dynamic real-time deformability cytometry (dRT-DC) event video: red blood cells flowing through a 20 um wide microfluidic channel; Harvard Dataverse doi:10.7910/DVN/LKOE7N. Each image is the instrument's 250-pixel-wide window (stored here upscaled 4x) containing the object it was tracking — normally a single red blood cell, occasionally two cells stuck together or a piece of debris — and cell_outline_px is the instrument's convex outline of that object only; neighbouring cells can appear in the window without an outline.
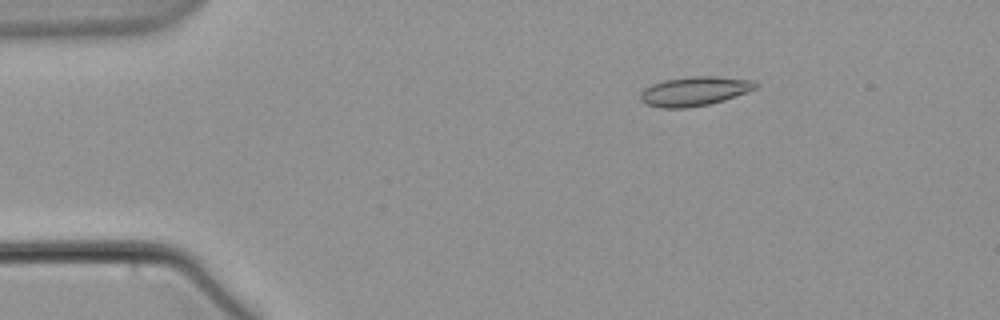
{"species": "common noctule bat (a hibernating species)", "species_latin": "Nyctalus noctula", "temperature_condition": "warm", "stored_images_in_passage": 13, "camera_frame_rate_fps": 3000, "um_per_image_px": 0.085, "animal": {"sex": "male", "body_mass_g": 21.5, "forearm_length_mm": 52.0}, "frame": {"image": 1, "passage_image": 3, "time_ms": 2.333, "image_size_px": [1000, 320], "cell_outline_px": [[760, 84], [756, 88], [748, 92], [724, 100], [708, 104], [684, 108], [660, 108], [648, 104], [640, 100], [640, 96], [644, 88], [652, 84], [664, 80], [692, 76], [716, 76], [752, 80]], "centroid_in_image_um": [59.05, 7.75], "position_along_channel_um": 25.9, "area_um2": 19.59}}
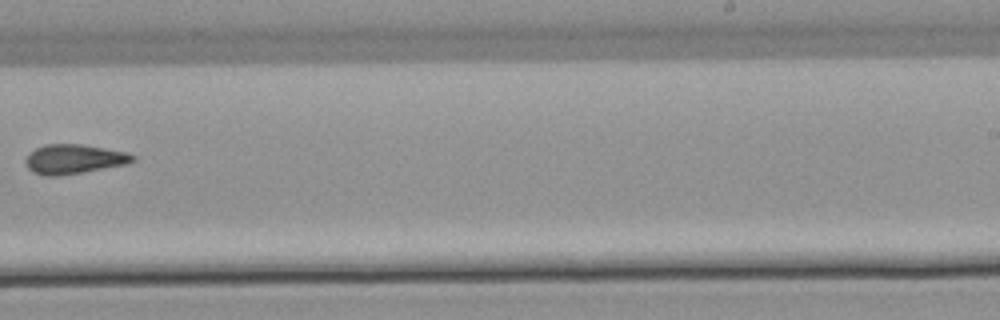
{"frame": {"image": 2, "passage_image": 10, "time_ms": 12.0, "image_size_px": [1000, 320], "cell_outline_px": [[136, 160], [124, 164], [84, 172], [56, 176], [44, 176], [32, 172], [28, 168], [24, 160], [28, 152], [44, 144], [80, 144], [128, 152], [136, 156]], "centroid_in_image_um": [6.24, 13.52], "position_along_channel_um": 282.8, "area_um2": 18.5}}
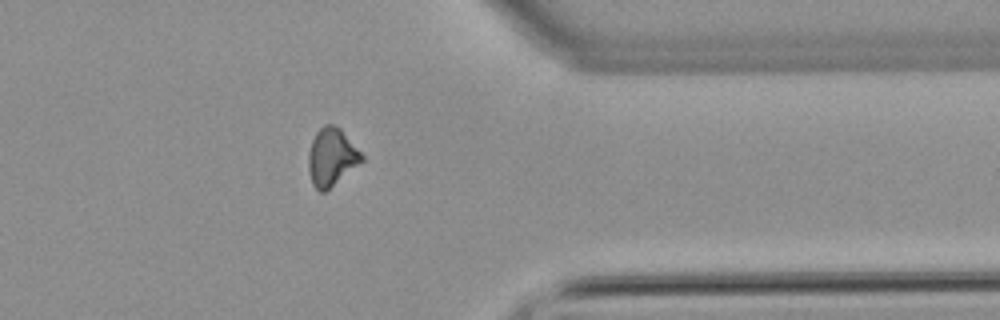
{"frame": {"image": 3, "passage_image": 13, "time_ms": 15.333, "image_size_px": [1000, 320], "cell_outline_px": [[364, 160], [324, 192], [320, 192], [312, 184], [308, 168], [308, 152], [312, 140], [316, 132], [324, 124], [332, 124], [340, 128], [364, 156]], "centroid_in_image_um": [28.17, 13.34], "position_along_channel_um": 383.2, "area_um2": 17.74}}